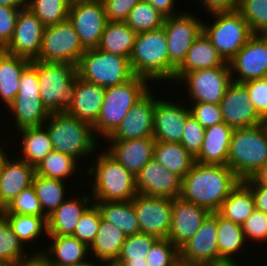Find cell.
I'll use <instances>...</instances> for the list:
<instances>
[{"label":"cell","instance_id":"1","mask_svg":"<svg viewBox=\"0 0 267 266\" xmlns=\"http://www.w3.org/2000/svg\"><path fill=\"white\" fill-rule=\"evenodd\" d=\"M241 182L227 165L194 163L182 178L180 198L217 212L230 192Z\"/></svg>","mask_w":267,"mask_h":266},{"label":"cell","instance_id":"2","mask_svg":"<svg viewBox=\"0 0 267 266\" xmlns=\"http://www.w3.org/2000/svg\"><path fill=\"white\" fill-rule=\"evenodd\" d=\"M96 161L90 164L87 173L93 202L130 201L138 194L135 176L114 159L105 149L96 154Z\"/></svg>","mask_w":267,"mask_h":266},{"label":"cell","instance_id":"3","mask_svg":"<svg viewBox=\"0 0 267 266\" xmlns=\"http://www.w3.org/2000/svg\"><path fill=\"white\" fill-rule=\"evenodd\" d=\"M50 136L53 150L77 159L92 157L98 140L92 126L66 113H50L43 124ZM97 140V141H96ZM95 150V151H94Z\"/></svg>","mask_w":267,"mask_h":266},{"label":"cell","instance_id":"4","mask_svg":"<svg viewBox=\"0 0 267 266\" xmlns=\"http://www.w3.org/2000/svg\"><path fill=\"white\" fill-rule=\"evenodd\" d=\"M149 84L147 79L135 75L121 85L106 88L99 116L92 125L96 139L99 135L107 139L117 129L135 103L152 89Z\"/></svg>","mask_w":267,"mask_h":266},{"label":"cell","instance_id":"5","mask_svg":"<svg viewBox=\"0 0 267 266\" xmlns=\"http://www.w3.org/2000/svg\"><path fill=\"white\" fill-rule=\"evenodd\" d=\"M267 163V122L234 129L230 139L227 166L241 180L250 178Z\"/></svg>","mask_w":267,"mask_h":266},{"label":"cell","instance_id":"6","mask_svg":"<svg viewBox=\"0 0 267 266\" xmlns=\"http://www.w3.org/2000/svg\"><path fill=\"white\" fill-rule=\"evenodd\" d=\"M129 61L134 75L150 82L169 81L168 42L163 26L137 33Z\"/></svg>","mask_w":267,"mask_h":266},{"label":"cell","instance_id":"7","mask_svg":"<svg viewBox=\"0 0 267 266\" xmlns=\"http://www.w3.org/2000/svg\"><path fill=\"white\" fill-rule=\"evenodd\" d=\"M40 99L50 113L70 110L74 93L77 66L68 63L37 61Z\"/></svg>","mask_w":267,"mask_h":266},{"label":"cell","instance_id":"8","mask_svg":"<svg viewBox=\"0 0 267 266\" xmlns=\"http://www.w3.org/2000/svg\"><path fill=\"white\" fill-rule=\"evenodd\" d=\"M77 74L82 80L104 88L121 85L135 76L128 58L97 48L88 49L81 56Z\"/></svg>","mask_w":267,"mask_h":266},{"label":"cell","instance_id":"9","mask_svg":"<svg viewBox=\"0 0 267 266\" xmlns=\"http://www.w3.org/2000/svg\"><path fill=\"white\" fill-rule=\"evenodd\" d=\"M12 113L16 131L27 127L42 126L50 112L40 99L37 60H33L22 72L19 91L7 111Z\"/></svg>","mask_w":267,"mask_h":266},{"label":"cell","instance_id":"10","mask_svg":"<svg viewBox=\"0 0 267 266\" xmlns=\"http://www.w3.org/2000/svg\"><path fill=\"white\" fill-rule=\"evenodd\" d=\"M210 14L214 17V22L210 25L203 23V32L224 60L229 63L254 34L249 23L237 10Z\"/></svg>","mask_w":267,"mask_h":266},{"label":"cell","instance_id":"11","mask_svg":"<svg viewBox=\"0 0 267 266\" xmlns=\"http://www.w3.org/2000/svg\"><path fill=\"white\" fill-rule=\"evenodd\" d=\"M203 23L190 12L165 18L163 28L168 42L169 81L175 82V72L183 64L192 43L202 34Z\"/></svg>","mask_w":267,"mask_h":266},{"label":"cell","instance_id":"12","mask_svg":"<svg viewBox=\"0 0 267 266\" xmlns=\"http://www.w3.org/2000/svg\"><path fill=\"white\" fill-rule=\"evenodd\" d=\"M86 49L69 20L44 28L38 57L42 62L76 65Z\"/></svg>","mask_w":267,"mask_h":266},{"label":"cell","instance_id":"13","mask_svg":"<svg viewBox=\"0 0 267 266\" xmlns=\"http://www.w3.org/2000/svg\"><path fill=\"white\" fill-rule=\"evenodd\" d=\"M187 86L188 99L191 103L205 102L219 104L227 87L232 82L231 70L227 62L222 67L199 69L186 73L180 80Z\"/></svg>","mask_w":267,"mask_h":266},{"label":"cell","instance_id":"14","mask_svg":"<svg viewBox=\"0 0 267 266\" xmlns=\"http://www.w3.org/2000/svg\"><path fill=\"white\" fill-rule=\"evenodd\" d=\"M68 20L86 50L98 47L107 23L102 0L71 2Z\"/></svg>","mask_w":267,"mask_h":266},{"label":"cell","instance_id":"15","mask_svg":"<svg viewBox=\"0 0 267 266\" xmlns=\"http://www.w3.org/2000/svg\"><path fill=\"white\" fill-rule=\"evenodd\" d=\"M172 206V199L137 194L133 199V207L139 222L140 233L152 235L158 239L168 238Z\"/></svg>","mask_w":267,"mask_h":266},{"label":"cell","instance_id":"16","mask_svg":"<svg viewBox=\"0 0 267 266\" xmlns=\"http://www.w3.org/2000/svg\"><path fill=\"white\" fill-rule=\"evenodd\" d=\"M229 66L232 81L238 83L266 78L267 35L254 34L229 61ZM234 75L236 76L235 78L233 77Z\"/></svg>","mask_w":267,"mask_h":266},{"label":"cell","instance_id":"17","mask_svg":"<svg viewBox=\"0 0 267 266\" xmlns=\"http://www.w3.org/2000/svg\"><path fill=\"white\" fill-rule=\"evenodd\" d=\"M216 212L211 213L197 233L179 249L180 266H202L219 259Z\"/></svg>","mask_w":267,"mask_h":266},{"label":"cell","instance_id":"18","mask_svg":"<svg viewBox=\"0 0 267 266\" xmlns=\"http://www.w3.org/2000/svg\"><path fill=\"white\" fill-rule=\"evenodd\" d=\"M219 105L224 122L233 130L265 123L251 104L246 87L242 83L232 81Z\"/></svg>","mask_w":267,"mask_h":266},{"label":"cell","instance_id":"19","mask_svg":"<svg viewBox=\"0 0 267 266\" xmlns=\"http://www.w3.org/2000/svg\"><path fill=\"white\" fill-rule=\"evenodd\" d=\"M148 90L105 141H125L153 136L156 97Z\"/></svg>","mask_w":267,"mask_h":266},{"label":"cell","instance_id":"20","mask_svg":"<svg viewBox=\"0 0 267 266\" xmlns=\"http://www.w3.org/2000/svg\"><path fill=\"white\" fill-rule=\"evenodd\" d=\"M45 26L28 8L21 9L9 43L3 48L7 53L35 60L40 51Z\"/></svg>","mask_w":267,"mask_h":266},{"label":"cell","instance_id":"21","mask_svg":"<svg viewBox=\"0 0 267 266\" xmlns=\"http://www.w3.org/2000/svg\"><path fill=\"white\" fill-rule=\"evenodd\" d=\"M135 185L138 194L173 200L180 198L182 178L152 159L135 176Z\"/></svg>","mask_w":267,"mask_h":266},{"label":"cell","instance_id":"22","mask_svg":"<svg viewBox=\"0 0 267 266\" xmlns=\"http://www.w3.org/2000/svg\"><path fill=\"white\" fill-rule=\"evenodd\" d=\"M169 101L156 97L153 138L155 141L181 143L184 126L191 112L189 105L184 107L183 103L179 105V102Z\"/></svg>","mask_w":267,"mask_h":266},{"label":"cell","instance_id":"23","mask_svg":"<svg viewBox=\"0 0 267 266\" xmlns=\"http://www.w3.org/2000/svg\"><path fill=\"white\" fill-rule=\"evenodd\" d=\"M211 214L209 210L181 198L173 199L171 228L168 239L180 249L199 230Z\"/></svg>","mask_w":267,"mask_h":266},{"label":"cell","instance_id":"24","mask_svg":"<svg viewBox=\"0 0 267 266\" xmlns=\"http://www.w3.org/2000/svg\"><path fill=\"white\" fill-rule=\"evenodd\" d=\"M110 142L105 150L129 172L136 176L153 159L155 139L153 136Z\"/></svg>","mask_w":267,"mask_h":266},{"label":"cell","instance_id":"25","mask_svg":"<svg viewBox=\"0 0 267 266\" xmlns=\"http://www.w3.org/2000/svg\"><path fill=\"white\" fill-rule=\"evenodd\" d=\"M35 167L25 161L7 156L0 176V211L24 189L32 185Z\"/></svg>","mask_w":267,"mask_h":266},{"label":"cell","instance_id":"26","mask_svg":"<svg viewBox=\"0 0 267 266\" xmlns=\"http://www.w3.org/2000/svg\"><path fill=\"white\" fill-rule=\"evenodd\" d=\"M92 203L90 193H84L81 199L66 197V200L47 218V236H71L80 217Z\"/></svg>","mask_w":267,"mask_h":266},{"label":"cell","instance_id":"27","mask_svg":"<svg viewBox=\"0 0 267 266\" xmlns=\"http://www.w3.org/2000/svg\"><path fill=\"white\" fill-rule=\"evenodd\" d=\"M105 90L106 88L86 82L77 76L73 103L67 113L92 126L99 116Z\"/></svg>","mask_w":267,"mask_h":266},{"label":"cell","instance_id":"28","mask_svg":"<svg viewBox=\"0 0 267 266\" xmlns=\"http://www.w3.org/2000/svg\"><path fill=\"white\" fill-rule=\"evenodd\" d=\"M227 62L212 45L210 39L204 32L192 43L188 50L183 64L175 72V82L191 71L199 69H212L222 67Z\"/></svg>","mask_w":267,"mask_h":266},{"label":"cell","instance_id":"29","mask_svg":"<svg viewBox=\"0 0 267 266\" xmlns=\"http://www.w3.org/2000/svg\"><path fill=\"white\" fill-rule=\"evenodd\" d=\"M48 238L51 239L49 240L51 243L46 246L47 248H39L36 253H43L55 266H75L89 259V247L77 238L73 236H48Z\"/></svg>","mask_w":267,"mask_h":266},{"label":"cell","instance_id":"30","mask_svg":"<svg viewBox=\"0 0 267 266\" xmlns=\"http://www.w3.org/2000/svg\"><path fill=\"white\" fill-rule=\"evenodd\" d=\"M232 132L233 129L225 122L206 128L203 146L195 158V162L211 165H227Z\"/></svg>","mask_w":267,"mask_h":266},{"label":"cell","instance_id":"31","mask_svg":"<svg viewBox=\"0 0 267 266\" xmlns=\"http://www.w3.org/2000/svg\"><path fill=\"white\" fill-rule=\"evenodd\" d=\"M32 61L21 56L2 51L0 53V100L8 106L16 97L23 70Z\"/></svg>","mask_w":267,"mask_h":266},{"label":"cell","instance_id":"32","mask_svg":"<svg viewBox=\"0 0 267 266\" xmlns=\"http://www.w3.org/2000/svg\"><path fill=\"white\" fill-rule=\"evenodd\" d=\"M93 203L97 206L101 218L120 229L127 237L140 233L139 222L133 207V199L130 201H101Z\"/></svg>","mask_w":267,"mask_h":266},{"label":"cell","instance_id":"33","mask_svg":"<svg viewBox=\"0 0 267 266\" xmlns=\"http://www.w3.org/2000/svg\"><path fill=\"white\" fill-rule=\"evenodd\" d=\"M126 235L110 222L101 218L99 230L94 242L89 247L92 259L98 261H116L122 245L126 240Z\"/></svg>","mask_w":267,"mask_h":266},{"label":"cell","instance_id":"34","mask_svg":"<svg viewBox=\"0 0 267 266\" xmlns=\"http://www.w3.org/2000/svg\"><path fill=\"white\" fill-rule=\"evenodd\" d=\"M18 132L22 135V155L18 158L36 167L53 150L46 127H27L19 129Z\"/></svg>","mask_w":267,"mask_h":266},{"label":"cell","instance_id":"35","mask_svg":"<svg viewBox=\"0 0 267 266\" xmlns=\"http://www.w3.org/2000/svg\"><path fill=\"white\" fill-rule=\"evenodd\" d=\"M136 36L125 22L107 21L97 49L129 59Z\"/></svg>","mask_w":267,"mask_h":266},{"label":"cell","instance_id":"36","mask_svg":"<svg viewBox=\"0 0 267 266\" xmlns=\"http://www.w3.org/2000/svg\"><path fill=\"white\" fill-rule=\"evenodd\" d=\"M255 209L252 191L241 181L222 202L217 213L242 226Z\"/></svg>","mask_w":267,"mask_h":266},{"label":"cell","instance_id":"37","mask_svg":"<svg viewBox=\"0 0 267 266\" xmlns=\"http://www.w3.org/2000/svg\"><path fill=\"white\" fill-rule=\"evenodd\" d=\"M153 159L164 168L183 178L195 163V158L180 144L156 141Z\"/></svg>","mask_w":267,"mask_h":266},{"label":"cell","instance_id":"38","mask_svg":"<svg viewBox=\"0 0 267 266\" xmlns=\"http://www.w3.org/2000/svg\"><path fill=\"white\" fill-rule=\"evenodd\" d=\"M216 222L218 230V254L219 259H235L241 251L246 247L242 226L225 219L216 212ZM236 254V255H235ZM236 256V257H234Z\"/></svg>","mask_w":267,"mask_h":266},{"label":"cell","instance_id":"39","mask_svg":"<svg viewBox=\"0 0 267 266\" xmlns=\"http://www.w3.org/2000/svg\"><path fill=\"white\" fill-rule=\"evenodd\" d=\"M65 183L62 180L34 175L32 185L47 217L66 200L67 189Z\"/></svg>","mask_w":267,"mask_h":266},{"label":"cell","instance_id":"40","mask_svg":"<svg viewBox=\"0 0 267 266\" xmlns=\"http://www.w3.org/2000/svg\"><path fill=\"white\" fill-rule=\"evenodd\" d=\"M157 240V237L145 233L126 237L116 262L124 266H148L145 258Z\"/></svg>","mask_w":267,"mask_h":266},{"label":"cell","instance_id":"41","mask_svg":"<svg viewBox=\"0 0 267 266\" xmlns=\"http://www.w3.org/2000/svg\"><path fill=\"white\" fill-rule=\"evenodd\" d=\"M78 160L74 157L52 150L36 167L35 174L66 182L75 171ZM66 178V179H65Z\"/></svg>","mask_w":267,"mask_h":266},{"label":"cell","instance_id":"42","mask_svg":"<svg viewBox=\"0 0 267 266\" xmlns=\"http://www.w3.org/2000/svg\"><path fill=\"white\" fill-rule=\"evenodd\" d=\"M19 240L11 229L8 220L0 212V264L3 266H15L29 256L30 250ZM26 251V253H25Z\"/></svg>","mask_w":267,"mask_h":266},{"label":"cell","instance_id":"43","mask_svg":"<svg viewBox=\"0 0 267 266\" xmlns=\"http://www.w3.org/2000/svg\"><path fill=\"white\" fill-rule=\"evenodd\" d=\"M9 222L13 232L18 236L22 244L33 243L37 238L46 234L47 237V218L39 216H27L19 214H3ZM45 232V233H44ZM44 233V234H43ZM43 234V235H42Z\"/></svg>","mask_w":267,"mask_h":266},{"label":"cell","instance_id":"44","mask_svg":"<svg viewBox=\"0 0 267 266\" xmlns=\"http://www.w3.org/2000/svg\"><path fill=\"white\" fill-rule=\"evenodd\" d=\"M71 0H28L27 8L45 27L68 20Z\"/></svg>","mask_w":267,"mask_h":266},{"label":"cell","instance_id":"45","mask_svg":"<svg viewBox=\"0 0 267 266\" xmlns=\"http://www.w3.org/2000/svg\"><path fill=\"white\" fill-rule=\"evenodd\" d=\"M165 17L150 3L141 0L128 14L125 23L137 33L151 31L163 26Z\"/></svg>","mask_w":267,"mask_h":266},{"label":"cell","instance_id":"46","mask_svg":"<svg viewBox=\"0 0 267 266\" xmlns=\"http://www.w3.org/2000/svg\"><path fill=\"white\" fill-rule=\"evenodd\" d=\"M237 11L253 34L267 35V0H240Z\"/></svg>","mask_w":267,"mask_h":266},{"label":"cell","instance_id":"47","mask_svg":"<svg viewBox=\"0 0 267 266\" xmlns=\"http://www.w3.org/2000/svg\"><path fill=\"white\" fill-rule=\"evenodd\" d=\"M2 214H19L27 216L47 217L41 207L33 185L24 189L4 209Z\"/></svg>","mask_w":267,"mask_h":266},{"label":"cell","instance_id":"48","mask_svg":"<svg viewBox=\"0 0 267 266\" xmlns=\"http://www.w3.org/2000/svg\"><path fill=\"white\" fill-rule=\"evenodd\" d=\"M100 221V212L97 206L92 203L80 217L74 233L71 236L77 238L90 247L96 238Z\"/></svg>","mask_w":267,"mask_h":266},{"label":"cell","instance_id":"49","mask_svg":"<svg viewBox=\"0 0 267 266\" xmlns=\"http://www.w3.org/2000/svg\"><path fill=\"white\" fill-rule=\"evenodd\" d=\"M148 266H180L179 249L168 239H158L146 256Z\"/></svg>","mask_w":267,"mask_h":266},{"label":"cell","instance_id":"50","mask_svg":"<svg viewBox=\"0 0 267 266\" xmlns=\"http://www.w3.org/2000/svg\"><path fill=\"white\" fill-rule=\"evenodd\" d=\"M204 137L205 128L190 115L185 123L180 144L196 158L202 149Z\"/></svg>","mask_w":267,"mask_h":266},{"label":"cell","instance_id":"51","mask_svg":"<svg viewBox=\"0 0 267 266\" xmlns=\"http://www.w3.org/2000/svg\"><path fill=\"white\" fill-rule=\"evenodd\" d=\"M248 92L251 104L259 116L267 122V77L242 83Z\"/></svg>","mask_w":267,"mask_h":266},{"label":"cell","instance_id":"52","mask_svg":"<svg viewBox=\"0 0 267 266\" xmlns=\"http://www.w3.org/2000/svg\"><path fill=\"white\" fill-rule=\"evenodd\" d=\"M192 105V106H191ZM189 106L191 115L206 129L224 122L219 104L194 102Z\"/></svg>","mask_w":267,"mask_h":266},{"label":"cell","instance_id":"53","mask_svg":"<svg viewBox=\"0 0 267 266\" xmlns=\"http://www.w3.org/2000/svg\"><path fill=\"white\" fill-rule=\"evenodd\" d=\"M245 240L267 241V214L255 209L242 225Z\"/></svg>","mask_w":267,"mask_h":266},{"label":"cell","instance_id":"54","mask_svg":"<svg viewBox=\"0 0 267 266\" xmlns=\"http://www.w3.org/2000/svg\"><path fill=\"white\" fill-rule=\"evenodd\" d=\"M141 0H102L107 21L125 22L129 12Z\"/></svg>","mask_w":267,"mask_h":266},{"label":"cell","instance_id":"55","mask_svg":"<svg viewBox=\"0 0 267 266\" xmlns=\"http://www.w3.org/2000/svg\"><path fill=\"white\" fill-rule=\"evenodd\" d=\"M20 10L0 6V47L4 48L11 40Z\"/></svg>","mask_w":267,"mask_h":266},{"label":"cell","instance_id":"56","mask_svg":"<svg viewBox=\"0 0 267 266\" xmlns=\"http://www.w3.org/2000/svg\"><path fill=\"white\" fill-rule=\"evenodd\" d=\"M199 1V0H198ZM240 0H200L208 13L234 11L238 9Z\"/></svg>","mask_w":267,"mask_h":266},{"label":"cell","instance_id":"57","mask_svg":"<svg viewBox=\"0 0 267 266\" xmlns=\"http://www.w3.org/2000/svg\"><path fill=\"white\" fill-rule=\"evenodd\" d=\"M145 1L150 3L165 18L178 15L179 13L184 12V10L181 12L174 11L176 0H145Z\"/></svg>","mask_w":267,"mask_h":266},{"label":"cell","instance_id":"58","mask_svg":"<svg viewBox=\"0 0 267 266\" xmlns=\"http://www.w3.org/2000/svg\"><path fill=\"white\" fill-rule=\"evenodd\" d=\"M253 194L255 208L267 214V187L265 186H247Z\"/></svg>","mask_w":267,"mask_h":266},{"label":"cell","instance_id":"59","mask_svg":"<svg viewBox=\"0 0 267 266\" xmlns=\"http://www.w3.org/2000/svg\"><path fill=\"white\" fill-rule=\"evenodd\" d=\"M31 254L15 266H55L43 253L31 251Z\"/></svg>","mask_w":267,"mask_h":266},{"label":"cell","instance_id":"60","mask_svg":"<svg viewBox=\"0 0 267 266\" xmlns=\"http://www.w3.org/2000/svg\"><path fill=\"white\" fill-rule=\"evenodd\" d=\"M246 186L267 187V163L258 169L250 178L242 181Z\"/></svg>","mask_w":267,"mask_h":266},{"label":"cell","instance_id":"61","mask_svg":"<svg viewBox=\"0 0 267 266\" xmlns=\"http://www.w3.org/2000/svg\"><path fill=\"white\" fill-rule=\"evenodd\" d=\"M27 5L28 0H0V6L24 9Z\"/></svg>","mask_w":267,"mask_h":266},{"label":"cell","instance_id":"62","mask_svg":"<svg viewBox=\"0 0 267 266\" xmlns=\"http://www.w3.org/2000/svg\"><path fill=\"white\" fill-rule=\"evenodd\" d=\"M237 259H218L212 262H208L202 266H241ZM239 264V265H238Z\"/></svg>","mask_w":267,"mask_h":266},{"label":"cell","instance_id":"63","mask_svg":"<svg viewBox=\"0 0 267 266\" xmlns=\"http://www.w3.org/2000/svg\"><path fill=\"white\" fill-rule=\"evenodd\" d=\"M92 259H88L86 262H84V263H81V264H77V265H75V266H106V262H104V261H100V262H98V261H96L95 263L93 262V260L91 261ZM90 261V262H89ZM101 263V264H100Z\"/></svg>","mask_w":267,"mask_h":266},{"label":"cell","instance_id":"64","mask_svg":"<svg viewBox=\"0 0 267 266\" xmlns=\"http://www.w3.org/2000/svg\"><path fill=\"white\" fill-rule=\"evenodd\" d=\"M3 146L0 145V176H1V172H2V166H3V162L4 159L7 157V152L3 150V148H1Z\"/></svg>","mask_w":267,"mask_h":266},{"label":"cell","instance_id":"65","mask_svg":"<svg viewBox=\"0 0 267 266\" xmlns=\"http://www.w3.org/2000/svg\"><path fill=\"white\" fill-rule=\"evenodd\" d=\"M106 266H124V265L117 263L116 261H108L106 262Z\"/></svg>","mask_w":267,"mask_h":266},{"label":"cell","instance_id":"66","mask_svg":"<svg viewBox=\"0 0 267 266\" xmlns=\"http://www.w3.org/2000/svg\"><path fill=\"white\" fill-rule=\"evenodd\" d=\"M75 1H88V0H71V2H75Z\"/></svg>","mask_w":267,"mask_h":266}]
</instances>
